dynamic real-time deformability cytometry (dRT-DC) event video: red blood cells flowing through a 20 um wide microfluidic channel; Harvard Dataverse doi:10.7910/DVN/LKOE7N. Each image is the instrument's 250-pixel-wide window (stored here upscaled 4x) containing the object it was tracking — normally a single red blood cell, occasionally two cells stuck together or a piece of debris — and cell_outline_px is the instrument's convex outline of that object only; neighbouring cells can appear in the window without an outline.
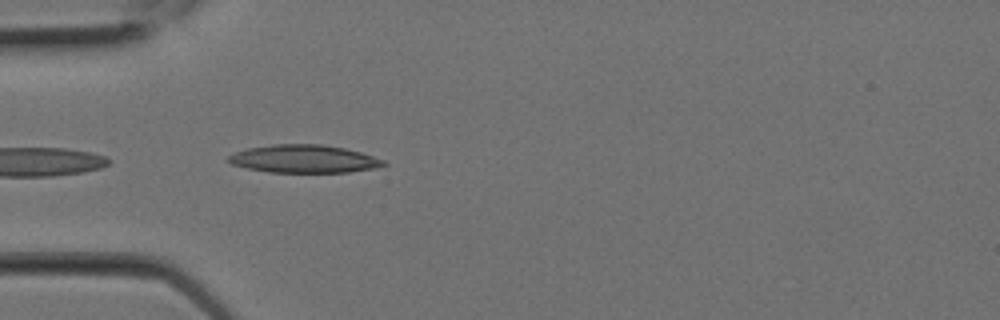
{"species": "Egyptian fruit bat (a non-hibernating species)", "species_latin": "Rousettus aegyptiacus", "temperature_condition": "room temperature", "stored_images_in_passage": 6, "camera_frame_rate_fps": 3000, "um_per_image_px": 0.085, "animal": {"sex": "female"}, "frame": {"image": 1, "passage_image": 6, "time_ms": 1.667, "image_size_px": [1000, 320], "cell_outline_px": [[388, 164], [376, 168], [348, 172], [268, 172], [248, 168], [232, 164], [228, 160], [228, 156], [236, 152], [248, 148], [272, 144], [320, 144], [344, 148], [360, 152], [384, 160]], "centroid_in_image_um": [25.85, 13.5], "position_along_channel_um": 59.2, "area_um2": 25.09}}